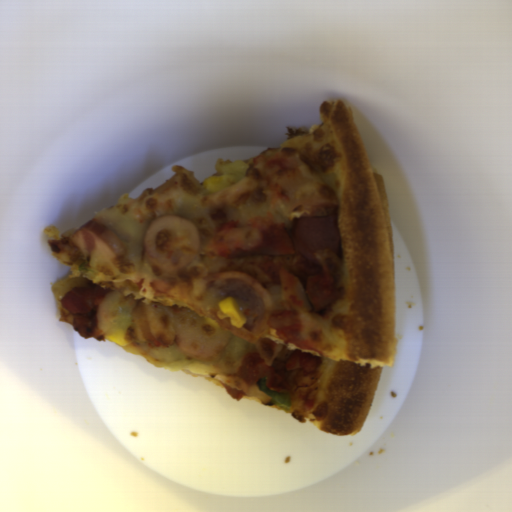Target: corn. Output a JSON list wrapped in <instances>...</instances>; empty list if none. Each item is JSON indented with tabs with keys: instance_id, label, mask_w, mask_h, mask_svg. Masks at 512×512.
<instances>
[{
	"instance_id": "obj_1",
	"label": "corn",
	"mask_w": 512,
	"mask_h": 512,
	"mask_svg": "<svg viewBox=\"0 0 512 512\" xmlns=\"http://www.w3.org/2000/svg\"><path fill=\"white\" fill-rule=\"evenodd\" d=\"M217 305L233 326L239 328L244 325L245 315L234 298L230 296L222 298Z\"/></svg>"
}]
</instances>
